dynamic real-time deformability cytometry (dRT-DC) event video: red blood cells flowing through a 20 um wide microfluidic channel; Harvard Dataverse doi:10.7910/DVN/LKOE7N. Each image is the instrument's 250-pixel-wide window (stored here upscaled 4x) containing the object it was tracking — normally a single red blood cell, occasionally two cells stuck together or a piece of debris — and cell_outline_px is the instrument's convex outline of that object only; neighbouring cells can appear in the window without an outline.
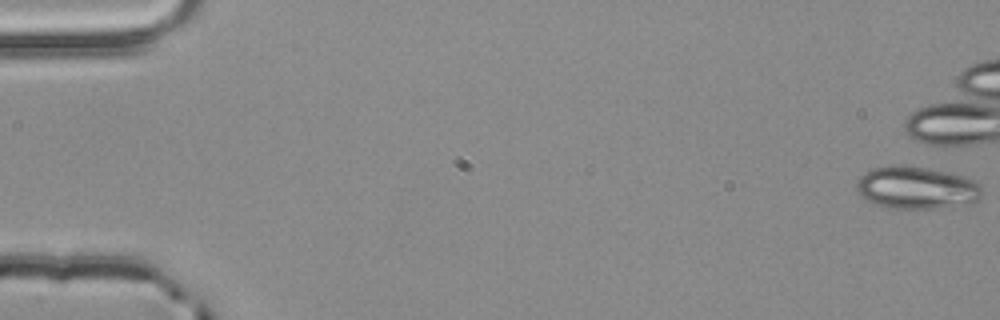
{"species": "common noctule bat (a hibernating species)", "species_latin": "Nyctalus noctula", "temperature_condition": "room temperature", "stored_images_in_passage": 3, "camera_frame_rate_fps": 3000, "um_per_image_px": 0.085, "animal": {"sex": "male", "body_mass_g": 20.4}, "frame": {"image": 1, "passage_image": 1, "time_ms": 0.0, "image_size_px": [1000, 320], "cell_outline_px": [[984, 192], [980, 200], [968, 204], [940, 208], [892, 208], [876, 204], [868, 200], [856, 188], [856, 180], [864, 172], [876, 168], [896, 164], [904, 164], [964, 176], [976, 180], [984, 188]], "centroid_in_image_um": [77.97, 15.95], "position_along_channel_um": 7.0, "area_um2": 31.15}}